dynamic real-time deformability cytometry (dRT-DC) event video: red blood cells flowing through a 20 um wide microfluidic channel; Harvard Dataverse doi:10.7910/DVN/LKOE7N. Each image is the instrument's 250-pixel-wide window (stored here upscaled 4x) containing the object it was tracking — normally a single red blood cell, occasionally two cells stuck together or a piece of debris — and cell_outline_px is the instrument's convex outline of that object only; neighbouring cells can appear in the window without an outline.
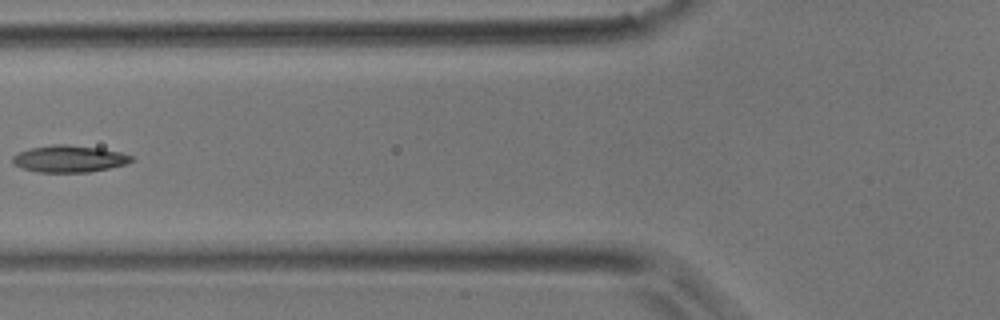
{"species": "common noctule bat (a hibernating species)", "species_latin": "Nyctalus noctula", "temperature_condition": "room temperature", "stored_images_in_passage": 4, "camera_frame_rate_fps": 3000, "um_per_image_px": 0.085, "animal": {"sex": "male", "body_mass_g": 17.9}, "frame": {"image": 1, "passage_image": 4, "time_ms": 1.0, "image_size_px": [1000, 320], "cell_outline_px": [[136, 160], [128, 164], [88, 172], [36, 172], [20, 168], [12, 164], [12, 156], [20, 152], [32, 148], [52, 144], [68, 144], [100, 148], [120, 152], [132, 156]], "centroid_in_image_um": [5.89, 13.5], "position_along_channel_um": 119.9, "area_um2": 18.79}}